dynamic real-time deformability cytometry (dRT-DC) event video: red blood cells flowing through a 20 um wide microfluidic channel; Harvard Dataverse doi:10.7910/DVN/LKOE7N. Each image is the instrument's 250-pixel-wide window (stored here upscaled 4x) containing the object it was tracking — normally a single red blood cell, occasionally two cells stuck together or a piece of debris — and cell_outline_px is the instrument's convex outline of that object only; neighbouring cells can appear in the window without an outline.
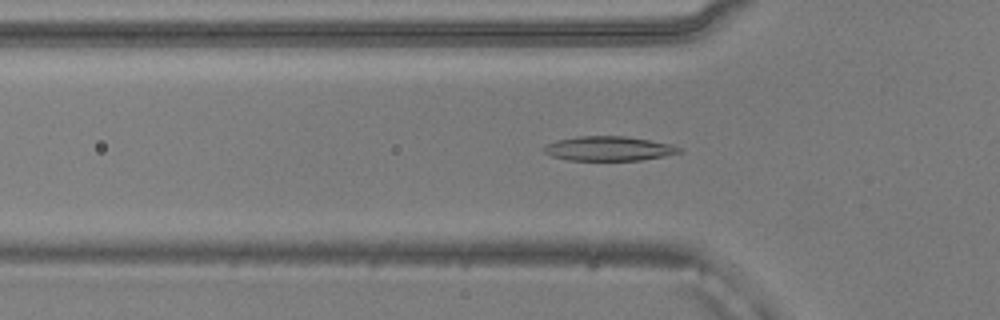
{"species": "common noctule bat (a hibernating species)", "species_latin": "Nyctalus noctula", "temperature_condition": "warm", "stored_images_in_passage": 47, "camera_frame_rate_fps": 3000, "um_per_image_px": 0.085, "animal": {"sex": "male", "body_mass_g": 20.5, "forearm_length_mm": 52.5}, "frame": {"image": 1, "passage_image": 12, "time_ms": 3.667, "image_size_px": [1000, 320], "cell_outline_px": [[684, 152], [664, 156], [640, 160], [568, 160], [552, 156], [544, 152], [540, 148], [544, 144], [556, 140], [576, 136], [624, 136], [672, 144], [680, 148]], "centroid_in_image_um": [51.7, 12.62], "position_along_channel_um": 74.1, "area_um2": 19.42}}
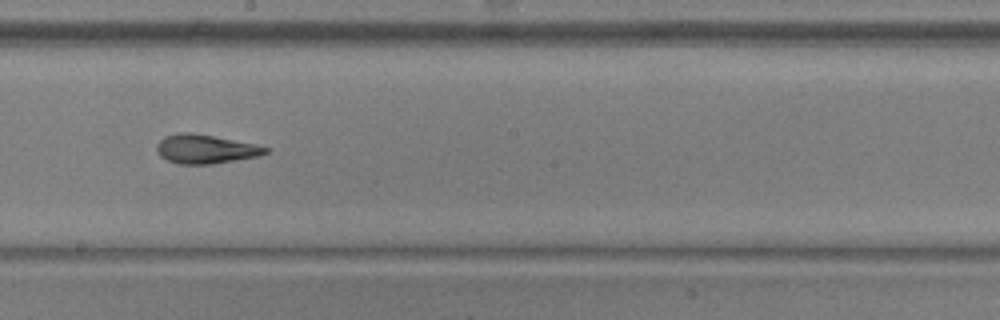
{"frame": {"image": 2, "passage_image": 24, "time_ms": 7.667, "image_size_px": [1000, 320], "cell_outline_px": [[268, 152], [256, 156], [212, 164], [176, 164], [160, 156], [156, 152], [156, 144], [164, 136], [180, 132], [192, 132], [256, 144], [268, 148]], "centroid_in_image_um": [17.4, 12.66], "position_along_channel_um": 230.8, "area_um2": 18.32}}
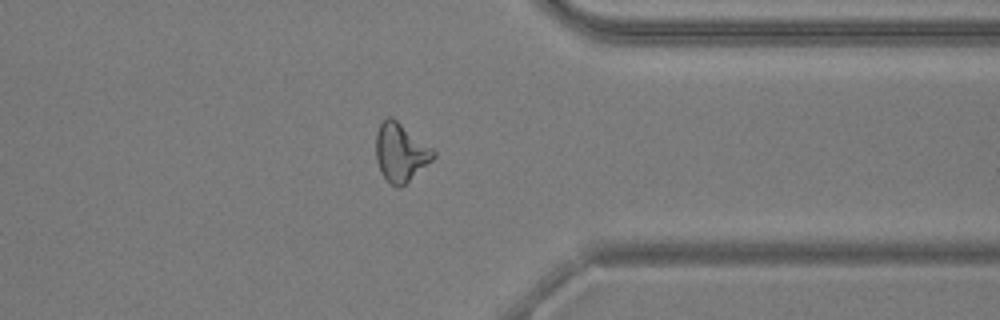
{"frame": {"image": 3, "passage_image": 36, "time_ms": 11.667, "image_size_px": [1000, 320], "cell_outline_px": [[436, 156], [432, 160], [400, 188], [396, 188], [380, 172], [376, 160], [376, 132], [380, 124], [388, 116], [392, 116], [432, 148], [436, 152]], "centroid_in_image_um": [34.04, 12.94], "position_along_channel_um": 377.4, "area_um2": 19.36}, "authors_computed_cell_mechanics": {"area_um2": 18.8428, "velocity_mm_per_s": 3.8896, "shape_relaxation_time_tau1_ms": 7.9432, "shape_relaxation_time_tau2_ms": 4.0188, "deformation_change_tau1": 0.2446, "deformation_change_tau2": 0.1174}}